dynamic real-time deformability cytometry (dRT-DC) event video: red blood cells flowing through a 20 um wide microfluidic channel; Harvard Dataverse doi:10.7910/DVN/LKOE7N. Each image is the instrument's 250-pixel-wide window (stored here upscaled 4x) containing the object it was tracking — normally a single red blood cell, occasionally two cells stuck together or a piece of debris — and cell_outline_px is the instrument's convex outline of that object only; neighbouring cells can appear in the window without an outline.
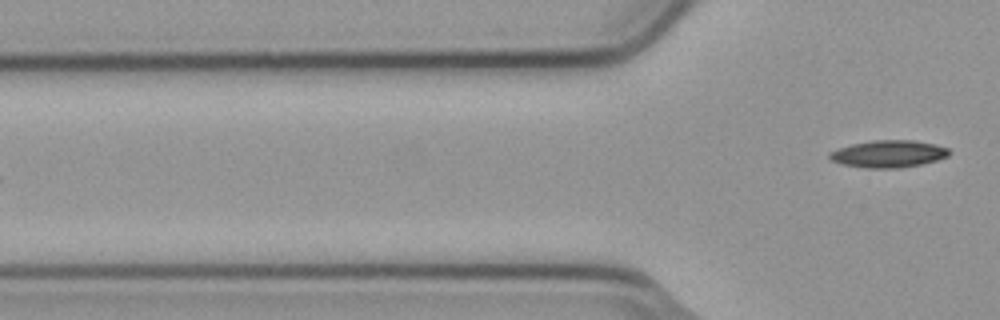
{"species": "common noctule bat (a hibernating species)", "species_latin": "Nyctalus noctula", "temperature_condition": "cold", "stored_images_in_passage": 5, "camera_frame_rate_fps": 3000, "um_per_image_px": 0.085, "animal": {"sex": "male", "body_mass_g": 23.1, "forearm_length_mm": 52.7}, "frame": {"image": 1, "passage_image": 5, "time_ms": 1.333, "image_size_px": [1000, 320], "cell_outline_px": [[948, 156], [936, 160], [920, 164], [900, 168], [864, 168], [840, 164], [832, 160], [828, 156], [828, 152], [852, 144], [876, 140], [912, 140], [932, 144], [948, 148]], "centroid_in_image_um": [75.47, 13.09], "position_along_channel_um": 50.3, "area_um2": 18.73}}